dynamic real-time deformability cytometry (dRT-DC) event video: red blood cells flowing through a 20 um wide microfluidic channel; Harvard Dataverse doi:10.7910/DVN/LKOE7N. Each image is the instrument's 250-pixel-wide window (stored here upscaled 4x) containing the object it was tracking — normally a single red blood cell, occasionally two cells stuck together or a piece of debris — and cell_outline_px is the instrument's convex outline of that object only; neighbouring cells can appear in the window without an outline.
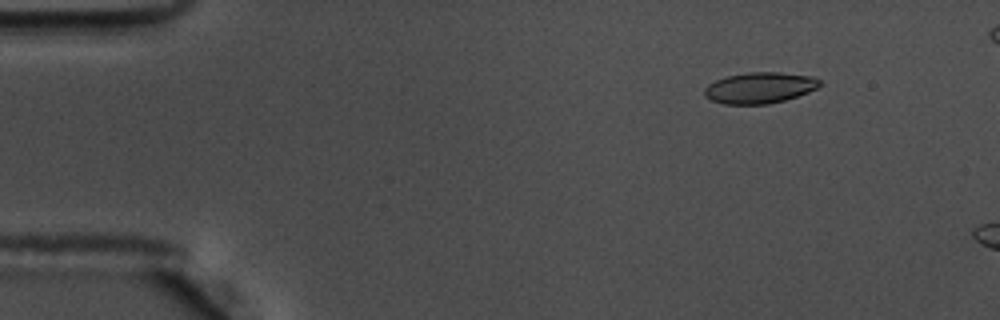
{"species": "common noctule bat (a hibernating species)", "species_latin": "Nyctalus noctula", "temperature_condition": "warm", "stored_images_in_passage": 14, "camera_frame_rate_fps": 3000, "um_per_image_px": 0.085, "animal": {"sex": "male", "body_mass_g": 17.5, "forearm_length_mm": 52.3}, "frame": {"image": 1, "passage_image": 5, "time_ms": 1.333, "image_size_px": [1000, 320], "cell_outline_px": [[824, 84], [808, 92], [784, 100], [768, 104], [724, 104], [712, 100], [704, 96], [704, 88], [708, 84], [716, 80], [728, 76], [748, 72], [780, 72], [812, 76], [820, 80]], "centroid_in_image_um": [64.58, 7.46], "position_along_channel_um": 20.4, "area_um2": 20.87}}